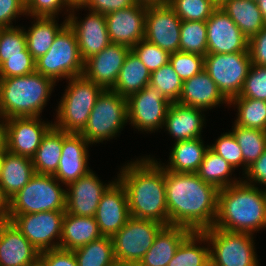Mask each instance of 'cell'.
I'll list each match as a JSON object with an SVG mask.
<instances>
[{"instance_id": "obj_1", "label": "cell", "mask_w": 266, "mask_h": 266, "mask_svg": "<svg viewBox=\"0 0 266 266\" xmlns=\"http://www.w3.org/2000/svg\"><path fill=\"white\" fill-rule=\"evenodd\" d=\"M166 205L169 225L202 232L214 226L218 189L197 173H177L165 169Z\"/></svg>"}, {"instance_id": "obj_2", "label": "cell", "mask_w": 266, "mask_h": 266, "mask_svg": "<svg viewBox=\"0 0 266 266\" xmlns=\"http://www.w3.org/2000/svg\"><path fill=\"white\" fill-rule=\"evenodd\" d=\"M117 179L125 187L130 216L169 225L165 168L156 158L144 156L121 167Z\"/></svg>"}, {"instance_id": "obj_3", "label": "cell", "mask_w": 266, "mask_h": 266, "mask_svg": "<svg viewBox=\"0 0 266 266\" xmlns=\"http://www.w3.org/2000/svg\"><path fill=\"white\" fill-rule=\"evenodd\" d=\"M215 228L254 234L266 228L265 188L240 182L218 190Z\"/></svg>"}, {"instance_id": "obj_4", "label": "cell", "mask_w": 266, "mask_h": 266, "mask_svg": "<svg viewBox=\"0 0 266 266\" xmlns=\"http://www.w3.org/2000/svg\"><path fill=\"white\" fill-rule=\"evenodd\" d=\"M55 82L38 72L11 78H0V116L40 117L50 100Z\"/></svg>"}, {"instance_id": "obj_5", "label": "cell", "mask_w": 266, "mask_h": 266, "mask_svg": "<svg viewBox=\"0 0 266 266\" xmlns=\"http://www.w3.org/2000/svg\"><path fill=\"white\" fill-rule=\"evenodd\" d=\"M67 82L53 124L55 128L67 133H81L104 89L83 75L69 78Z\"/></svg>"}, {"instance_id": "obj_6", "label": "cell", "mask_w": 266, "mask_h": 266, "mask_svg": "<svg viewBox=\"0 0 266 266\" xmlns=\"http://www.w3.org/2000/svg\"><path fill=\"white\" fill-rule=\"evenodd\" d=\"M53 176L37 174L9 200V215L65 211L66 189Z\"/></svg>"}, {"instance_id": "obj_7", "label": "cell", "mask_w": 266, "mask_h": 266, "mask_svg": "<svg viewBox=\"0 0 266 266\" xmlns=\"http://www.w3.org/2000/svg\"><path fill=\"white\" fill-rule=\"evenodd\" d=\"M127 122L126 97L112 89H106L97 98L86 127L80 134L90 144L103 143L117 137Z\"/></svg>"}, {"instance_id": "obj_8", "label": "cell", "mask_w": 266, "mask_h": 266, "mask_svg": "<svg viewBox=\"0 0 266 266\" xmlns=\"http://www.w3.org/2000/svg\"><path fill=\"white\" fill-rule=\"evenodd\" d=\"M83 69L76 34L67 23L55 36L48 52L36 60V72L57 83L61 79L81 76Z\"/></svg>"}, {"instance_id": "obj_9", "label": "cell", "mask_w": 266, "mask_h": 266, "mask_svg": "<svg viewBox=\"0 0 266 266\" xmlns=\"http://www.w3.org/2000/svg\"><path fill=\"white\" fill-rule=\"evenodd\" d=\"M202 232L210 245L211 266H259L253 234L215 227Z\"/></svg>"}, {"instance_id": "obj_10", "label": "cell", "mask_w": 266, "mask_h": 266, "mask_svg": "<svg viewBox=\"0 0 266 266\" xmlns=\"http://www.w3.org/2000/svg\"><path fill=\"white\" fill-rule=\"evenodd\" d=\"M164 226L155 220L130 216L127 223L111 237L115 260L137 266Z\"/></svg>"}, {"instance_id": "obj_11", "label": "cell", "mask_w": 266, "mask_h": 266, "mask_svg": "<svg viewBox=\"0 0 266 266\" xmlns=\"http://www.w3.org/2000/svg\"><path fill=\"white\" fill-rule=\"evenodd\" d=\"M251 64L249 52L204 56V70L228 100L241 93Z\"/></svg>"}, {"instance_id": "obj_12", "label": "cell", "mask_w": 266, "mask_h": 266, "mask_svg": "<svg viewBox=\"0 0 266 266\" xmlns=\"http://www.w3.org/2000/svg\"><path fill=\"white\" fill-rule=\"evenodd\" d=\"M126 99L129 125L146 133H155L163 128L171 102L155 87L146 85Z\"/></svg>"}, {"instance_id": "obj_13", "label": "cell", "mask_w": 266, "mask_h": 266, "mask_svg": "<svg viewBox=\"0 0 266 266\" xmlns=\"http://www.w3.org/2000/svg\"><path fill=\"white\" fill-rule=\"evenodd\" d=\"M64 214L65 211H46L9 215V220L41 253L59 248Z\"/></svg>"}, {"instance_id": "obj_14", "label": "cell", "mask_w": 266, "mask_h": 266, "mask_svg": "<svg viewBox=\"0 0 266 266\" xmlns=\"http://www.w3.org/2000/svg\"><path fill=\"white\" fill-rule=\"evenodd\" d=\"M181 23L182 20L167 3L147 5L144 39L169 53L178 52Z\"/></svg>"}, {"instance_id": "obj_15", "label": "cell", "mask_w": 266, "mask_h": 266, "mask_svg": "<svg viewBox=\"0 0 266 266\" xmlns=\"http://www.w3.org/2000/svg\"><path fill=\"white\" fill-rule=\"evenodd\" d=\"M81 8L82 6H73L70 14L65 18L76 34L81 58L85 61L100 53L111 42L105 15L89 11L83 20L78 21L79 17H76L75 12Z\"/></svg>"}, {"instance_id": "obj_16", "label": "cell", "mask_w": 266, "mask_h": 266, "mask_svg": "<svg viewBox=\"0 0 266 266\" xmlns=\"http://www.w3.org/2000/svg\"><path fill=\"white\" fill-rule=\"evenodd\" d=\"M40 117H15L7 121V151L32 158L43 137L54 126Z\"/></svg>"}, {"instance_id": "obj_17", "label": "cell", "mask_w": 266, "mask_h": 266, "mask_svg": "<svg viewBox=\"0 0 266 266\" xmlns=\"http://www.w3.org/2000/svg\"><path fill=\"white\" fill-rule=\"evenodd\" d=\"M207 53L248 52V38L219 7L206 20Z\"/></svg>"}, {"instance_id": "obj_18", "label": "cell", "mask_w": 266, "mask_h": 266, "mask_svg": "<svg viewBox=\"0 0 266 266\" xmlns=\"http://www.w3.org/2000/svg\"><path fill=\"white\" fill-rule=\"evenodd\" d=\"M147 5L137 3L105 15L110 42L130 49L145 38Z\"/></svg>"}, {"instance_id": "obj_19", "label": "cell", "mask_w": 266, "mask_h": 266, "mask_svg": "<svg viewBox=\"0 0 266 266\" xmlns=\"http://www.w3.org/2000/svg\"><path fill=\"white\" fill-rule=\"evenodd\" d=\"M115 180L104 184L91 170L77 181L68 184L65 186V212L76 216L94 217L103 193Z\"/></svg>"}, {"instance_id": "obj_20", "label": "cell", "mask_w": 266, "mask_h": 266, "mask_svg": "<svg viewBox=\"0 0 266 266\" xmlns=\"http://www.w3.org/2000/svg\"><path fill=\"white\" fill-rule=\"evenodd\" d=\"M94 217L101 234L108 237L127 223L130 217L127 193L117 178L103 193Z\"/></svg>"}, {"instance_id": "obj_21", "label": "cell", "mask_w": 266, "mask_h": 266, "mask_svg": "<svg viewBox=\"0 0 266 266\" xmlns=\"http://www.w3.org/2000/svg\"><path fill=\"white\" fill-rule=\"evenodd\" d=\"M129 47L110 43L100 53L84 61L83 76L104 90L113 89Z\"/></svg>"}, {"instance_id": "obj_22", "label": "cell", "mask_w": 266, "mask_h": 266, "mask_svg": "<svg viewBox=\"0 0 266 266\" xmlns=\"http://www.w3.org/2000/svg\"><path fill=\"white\" fill-rule=\"evenodd\" d=\"M91 144L80 133L63 131V148L58 169L53 175L61 184L68 185L91 171L88 166Z\"/></svg>"}, {"instance_id": "obj_23", "label": "cell", "mask_w": 266, "mask_h": 266, "mask_svg": "<svg viewBox=\"0 0 266 266\" xmlns=\"http://www.w3.org/2000/svg\"><path fill=\"white\" fill-rule=\"evenodd\" d=\"M39 254L12 221L0 223V266H34Z\"/></svg>"}, {"instance_id": "obj_24", "label": "cell", "mask_w": 266, "mask_h": 266, "mask_svg": "<svg viewBox=\"0 0 266 266\" xmlns=\"http://www.w3.org/2000/svg\"><path fill=\"white\" fill-rule=\"evenodd\" d=\"M177 103L204 111L216 108L220 104L229 106V100L205 70L183 81L182 92Z\"/></svg>"}, {"instance_id": "obj_25", "label": "cell", "mask_w": 266, "mask_h": 266, "mask_svg": "<svg viewBox=\"0 0 266 266\" xmlns=\"http://www.w3.org/2000/svg\"><path fill=\"white\" fill-rule=\"evenodd\" d=\"M204 110L171 102L163 124L174 139V142L202 137L205 126Z\"/></svg>"}, {"instance_id": "obj_26", "label": "cell", "mask_w": 266, "mask_h": 266, "mask_svg": "<svg viewBox=\"0 0 266 266\" xmlns=\"http://www.w3.org/2000/svg\"><path fill=\"white\" fill-rule=\"evenodd\" d=\"M191 232V230L181 226H164L137 266H168L181 242Z\"/></svg>"}, {"instance_id": "obj_27", "label": "cell", "mask_w": 266, "mask_h": 266, "mask_svg": "<svg viewBox=\"0 0 266 266\" xmlns=\"http://www.w3.org/2000/svg\"><path fill=\"white\" fill-rule=\"evenodd\" d=\"M32 160L28 157L13 154L9 151L3 153L0 186L5 196L10 200L35 175Z\"/></svg>"}, {"instance_id": "obj_28", "label": "cell", "mask_w": 266, "mask_h": 266, "mask_svg": "<svg viewBox=\"0 0 266 266\" xmlns=\"http://www.w3.org/2000/svg\"><path fill=\"white\" fill-rule=\"evenodd\" d=\"M102 236L95 217L76 216L65 212L59 248L73 251Z\"/></svg>"}, {"instance_id": "obj_29", "label": "cell", "mask_w": 266, "mask_h": 266, "mask_svg": "<svg viewBox=\"0 0 266 266\" xmlns=\"http://www.w3.org/2000/svg\"><path fill=\"white\" fill-rule=\"evenodd\" d=\"M202 137L176 142L170 151L166 170L177 173H197L209 145H204Z\"/></svg>"}, {"instance_id": "obj_30", "label": "cell", "mask_w": 266, "mask_h": 266, "mask_svg": "<svg viewBox=\"0 0 266 266\" xmlns=\"http://www.w3.org/2000/svg\"><path fill=\"white\" fill-rule=\"evenodd\" d=\"M219 8L234 21L248 39L265 27L266 23L256 1L224 0Z\"/></svg>"}, {"instance_id": "obj_31", "label": "cell", "mask_w": 266, "mask_h": 266, "mask_svg": "<svg viewBox=\"0 0 266 266\" xmlns=\"http://www.w3.org/2000/svg\"><path fill=\"white\" fill-rule=\"evenodd\" d=\"M31 27L25 30L27 48L31 53L32 57L36 61L44 54H46L53 44L55 36L58 32L67 24V19H65L62 24H58L57 17H45V16H35L32 19Z\"/></svg>"}, {"instance_id": "obj_32", "label": "cell", "mask_w": 266, "mask_h": 266, "mask_svg": "<svg viewBox=\"0 0 266 266\" xmlns=\"http://www.w3.org/2000/svg\"><path fill=\"white\" fill-rule=\"evenodd\" d=\"M150 76L151 73L146 66L130 50L112 90L127 98L129 95L139 92L146 85H149Z\"/></svg>"}, {"instance_id": "obj_33", "label": "cell", "mask_w": 266, "mask_h": 266, "mask_svg": "<svg viewBox=\"0 0 266 266\" xmlns=\"http://www.w3.org/2000/svg\"><path fill=\"white\" fill-rule=\"evenodd\" d=\"M63 148V131L54 126L43 137L31 158L37 174L54 175L58 169Z\"/></svg>"}, {"instance_id": "obj_34", "label": "cell", "mask_w": 266, "mask_h": 266, "mask_svg": "<svg viewBox=\"0 0 266 266\" xmlns=\"http://www.w3.org/2000/svg\"><path fill=\"white\" fill-rule=\"evenodd\" d=\"M202 243L207 245L201 246ZM168 266H211L210 245L206 235L203 232H191L181 242Z\"/></svg>"}, {"instance_id": "obj_35", "label": "cell", "mask_w": 266, "mask_h": 266, "mask_svg": "<svg viewBox=\"0 0 266 266\" xmlns=\"http://www.w3.org/2000/svg\"><path fill=\"white\" fill-rule=\"evenodd\" d=\"M235 169L220 155L210 148L206 151L200 164L197 175L207 183L214 185L218 190L240 182L242 178H232Z\"/></svg>"}, {"instance_id": "obj_36", "label": "cell", "mask_w": 266, "mask_h": 266, "mask_svg": "<svg viewBox=\"0 0 266 266\" xmlns=\"http://www.w3.org/2000/svg\"><path fill=\"white\" fill-rule=\"evenodd\" d=\"M229 105H235L238 110L234 124L266 132V101L233 97L229 100Z\"/></svg>"}, {"instance_id": "obj_37", "label": "cell", "mask_w": 266, "mask_h": 266, "mask_svg": "<svg viewBox=\"0 0 266 266\" xmlns=\"http://www.w3.org/2000/svg\"><path fill=\"white\" fill-rule=\"evenodd\" d=\"M232 133L243 153V172L266 150V132L263 130L232 126Z\"/></svg>"}, {"instance_id": "obj_38", "label": "cell", "mask_w": 266, "mask_h": 266, "mask_svg": "<svg viewBox=\"0 0 266 266\" xmlns=\"http://www.w3.org/2000/svg\"><path fill=\"white\" fill-rule=\"evenodd\" d=\"M78 266H109L114 260L111 237L102 236L73 250Z\"/></svg>"}, {"instance_id": "obj_39", "label": "cell", "mask_w": 266, "mask_h": 266, "mask_svg": "<svg viewBox=\"0 0 266 266\" xmlns=\"http://www.w3.org/2000/svg\"><path fill=\"white\" fill-rule=\"evenodd\" d=\"M180 51L205 56L207 54L206 21H185L180 26Z\"/></svg>"}, {"instance_id": "obj_40", "label": "cell", "mask_w": 266, "mask_h": 266, "mask_svg": "<svg viewBox=\"0 0 266 266\" xmlns=\"http://www.w3.org/2000/svg\"><path fill=\"white\" fill-rule=\"evenodd\" d=\"M181 20L206 21L219 7L213 0H168Z\"/></svg>"}, {"instance_id": "obj_41", "label": "cell", "mask_w": 266, "mask_h": 266, "mask_svg": "<svg viewBox=\"0 0 266 266\" xmlns=\"http://www.w3.org/2000/svg\"><path fill=\"white\" fill-rule=\"evenodd\" d=\"M170 102H177L182 92L183 81L168 63L151 72L150 83Z\"/></svg>"}, {"instance_id": "obj_42", "label": "cell", "mask_w": 266, "mask_h": 266, "mask_svg": "<svg viewBox=\"0 0 266 266\" xmlns=\"http://www.w3.org/2000/svg\"><path fill=\"white\" fill-rule=\"evenodd\" d=\"M14 56H32L24 29L19 26L4 28L0 35V64Z\"/></svg>"}, {"instance_id": "obj_43", "label": "cell", "mask_w": 266, "mask_h": 266, "mask_svg": "<svg viewBox=\"0 0 266 266\" xmlns=\"http://www.w3.org/2000/svg\"><path fill=\"white\" fill-rule=\"evenodd\" d=\"M131 50L150 73L169 63L170 53L146 39L139 41Z\"/></svg>"}, {"instance_id": "obj_44", "label": "cell", "mask_w": 266, "mask_h": 266, "mask_svg": "<svg viewBox=\"0 0 266 266\" xmlns=\"http://www.w3.org/2000/svg\"><path fill=\"white\" fill-rule=\"evenodd\" d=\"M169 63L182 81L192 78L204 70V56L187 53H170Z\"/></svg>"}, {"instance_id": "obj_45", "label": "cell", "mask_w": 266, "mask_h": 266, "mask_svg": "<svg viewBox=\"0 0 266 266\" xmlns=\"http://www.w3.org/2000/svg\"><path fill=\"white\" fill-rule=\"evenodd\" d=\"M209 148L220 155L234 169L240 166L243 169V153L231 131L221 134L215 143L209 145Z\"/></svg>"}, {"instance_id": "obj_46", "label": "cell", "mask_w": 266, "mask_h": 266, "mask_svg": "<svg viewBox=\"0 0 266 266\" xmlns=\"http://www.w3.org/2000/svg\"><path fill=\"white\" fill-rule=\"evenodd\" d=\"M235 97L266 101V66L251 64L242 91Z\"/></svg>"}, {"instance_id": "obj_47", "label": "cell", "mask_w": 266, "mask_h": 266, "mask_svg": "<svg viewBox=\"0 0 266 266\" xmlns=\"http://www.w3.org/2000/svg\"><path fill=\"white\" fill-rule=\"evenodd\" d=\"M63 8L66 13L68 12L65 15H69L72 9L69 0H28L26 2V13L30 17H58Z\"/></svg>"}, {"instance_id": "obj_48", "label": "cell", "mask_w": 266, "mask_h": 266, "mask_svg": "<svg viewBox=\"0 0 266 266\" xmlns=\"http://www.w3.org/2000/svg\"><path fill=\"white\" fill-rule=\"evenodd\" d=\"M36 71V61L32 56L7 57L0 64V78L28 75Z\"/></svg>"}, {"instance_id": "obj_49", "label": "cell", "mask_w": 266, "mask_h": 266, "mask_svg": "<svg viewBox=\"0 0 266 266\" xmlns=\"http://www.w3.org/2000/svg\"><path fill=\"white\" fill-rule=\"evenodd\" d=\"M39 263L42 266H78L73 251L61 248L41 252Z\"/></svg>"}, {"instance_id": "obj_50", "label": "cell", "mask_w": 266, "mask_h": 266, "mask_svg": "<svg viewBox=\"0 0 266 266\" xmlns=\"http://www.w3.org/2000/svg\"><path fill=\"white\" fill-rule=\"evenodd\" d=\"M20 15L27 16L25 0H0V26L14 27L12 21Z\"/></svg>"}, {"instance_id": "obj_51", "label": "cell", "mask_w": 266, "mask_h": 266, "mask_svg": "<svg viewBox=\"0 0 266 266\" xmlns=\"http://www.w3.org/2000/svg\"><path fill=\"white\" fill-rule=\"evenodd\" d=\"M138 2L136 0H88L83 6L89 11L107 15L117 10L126 9Z\"/></svg>"}, {"instance_id": "obj_52", "label": "cell", "mask_w": 266, "mask_h": 266, "mask_svg": "<svg viewBox=\"0 0 266 266\" xmlns=\"http://www.w3.org/2000/svg\"><path fill=\"white\" fill-rule=\"evenodd\" d=\"M248 52L253 65L266 66V24L262 30L248 39Z\"/></svg>"}, {"instance_id": "obj_53", "label": "cell", "mask_w": 266, "mask_h": 266, "mask_svg": "<svg viewBox=\"0 0 266 266\" xmlns=\"http://www.w3.org/2000/svg\"><path fill=\"white\" fill-rule=\"evenodd\" d=\"M242 175H244L242 180L247 184L256 186L259 183L257 185H263L266 189V150L256 161L248 166L247 171Z\"/></svg>"}, {"instance_id": "obj_54", "label": "cell", "mask_w": 266, "mask_h": 266, "mask_svg": "<svg viewBox=\"0 0 266 266\" xmlns=\"http://www.w3.org/2000/svg\"><path fill=\"white\" fill-rule=\"evenodd\" d=\"M9 221V199L0 186V223Z\"/></svg>"}, {"instance_id": "obj_55", "label": "cell", "mask_w": 266, "mask_h": 266, "mask_svg": "<svg viewBox=\"0 0 266 266\" xmlns=\"http://www.w3.org/2000/svg\"><path fill=\"white\" fill-rule=\"evenodd\" d=\"M7 150V121L0 116V153Z\"/></svg>"}, {"instance_id": "obj_56", "label": "cell", "mask_w": 266, "mask_h": 266, "mask_svg": "<svg viewBox=\"0 0 266 266\" xmlns=\"http://www.w3.org/2000/svg\"><path fill=\"white\" fill-rule=\"evenodd\" d=\"M138 3L145 5H160L168 3V0H136Z\"/></svg>"}, {"instance_id": "obj_57", "label": "cell", "mask_w": 266, "mask_h": 266, "mask_svg": "<svg viewBox=\"0 0 266 266\" xmlns=\"http://www.w3.org/2000/svg\"><path fill=\"white\" fill-rule=\"evenodd\" d=\"M256 3L266 23V0H256Z\"/></svg>"}, {"instance_id": "obj_58", "label": "cell", "mask_w": 266, "mask_h": 266, "mask_svg": "<svg viewBox=\"0 0 266 266\" xmlns=\"http://www.w3.org/2000/svg\"><path fill=\"white\" fill-rule=\"evenodd\" d=\"M109 266H136V265L124 261L114 260Z\"/></svg>"}, {"instance_id": "obj_59", "label": "cell", "mask_w": 266, "mask_h": 266, "mask_svg": "<svg viewBox=\"0 0 266 266\" xmlns=\"http://www.w3.org/2000/svg\"><path fill=\"white\" fill-rule=\"evenodd\" d=\"M88 0H69L70 4L73 6H83Z\"/></svg>"}, {"instance_id": "obj_60", "label": "cell", "mask_w": 266, "mask_h": 266, "mask_svg": "<svg viewBox=\"0 0 266 266\" xmlns=\"http://www.w3.org/2000/svg\"><path fill=\"white\" fill-rule=\"evenodd\" d=\"M2 161H3V153H0V176H1V170H2Z\"/></svg>"}, {"instance_id": "obj_61", "label": "cell", "mask_w": 266, "mask_h": 266, "mask_svg": "<svg viewBox=\"0 0 266 266\" xmlns=\"http://www.w3.org/2000/svg\"><path fill=\"white\" fill-rule=\"evenodd\" d=\"M218 6L224 1V0H213Z\"/></svg>"}, {"instance_id": "obj_62", "label": "cell", "mask_w": 266, "mask_h": 266, "mask_svg": "<svg viewBox=\"0 0 266 266\" xmlns=\"http://www.w3.org/2000/svg\"><path fill=\"white\" fill-rule=\"evenodd\" d=\"M4 27L0 26V35H1V32L3 31Z\"/></svg>"}, {"instance_id": "obj_63", "label": "cell", "mask_w": 266, "mask_h": 266, "mask_svg": "<svg viewBox=\"0 0 266 266\" xmlns=\"http://www.w3.org/2000/svg\"><path fill=\"white\" fill-rule=\"evenodd\" d=\"M34 266H42L39 262L37 264H35Z\"/></svg>"}]
</instances>
